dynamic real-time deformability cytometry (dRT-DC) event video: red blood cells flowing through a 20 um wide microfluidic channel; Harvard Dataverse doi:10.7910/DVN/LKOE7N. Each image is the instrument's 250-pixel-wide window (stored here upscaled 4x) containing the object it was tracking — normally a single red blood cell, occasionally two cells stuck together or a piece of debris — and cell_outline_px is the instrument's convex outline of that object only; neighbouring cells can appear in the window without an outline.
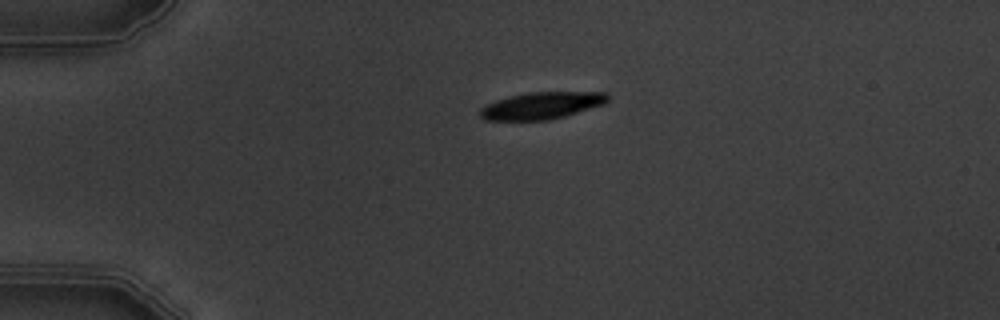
{"species": "common noctule bat (a hibernating species)", "species_latin": "Nyctalus noctula", "temperature_condition": "warm", "stored_images_in_passage": 2, "camera_frame_rate_fps": 3000, "um_per_image_px": 0.085, "animal": {"sex": "male", "body_mass_g": 19.5, "forearm_length_mm": 54.6}, "frame": {"image": 1, "passage_image": 1, "time_ms": 0.0, "image_size_px": [1000, 320], "cell_outline_px": [[608, 100], [604, 104], [564, 116], [548, 120], [484, 120], [480, 116], [480, 108], [496, 100], [508, 96], [528, 92], [608, 92]], "centroid_in_image_um": [46.03, 8.97], "position_along_channel_um": 39.0, "area_um2": 20.0}}